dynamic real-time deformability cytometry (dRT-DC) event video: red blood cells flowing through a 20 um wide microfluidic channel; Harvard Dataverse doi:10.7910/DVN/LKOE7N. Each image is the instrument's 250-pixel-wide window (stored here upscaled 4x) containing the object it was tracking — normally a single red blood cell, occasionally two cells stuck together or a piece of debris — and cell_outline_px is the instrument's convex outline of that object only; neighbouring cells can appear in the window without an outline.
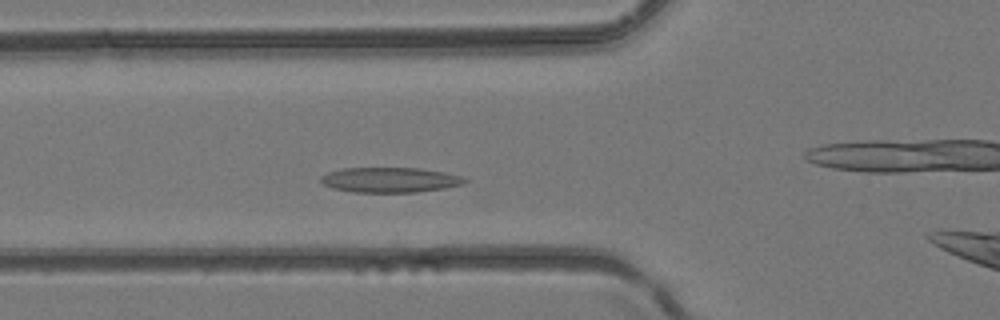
{"species": "common noctule bat (a hibernating species)", "species_latin": "Nyctalus noctula", "temperature_condition": "room temperature", "stored_images_in_passage": 38, "camera_frame_rate_fps": 3000, "um_per_image_px": 0.085, "animal": {"sex": "female", "body_mass_g": 24.6, "forearm_length_mm": 56.2}, "frame": {"image": 1, "passage_image": 10, "time_ms": 3.0, "image_size_px": [1000, 320], "cell_outline_px": [[468, 180], [460, 184], [444, 188], [416, 192], [352, 192], [332, 188], [324, 184], [320, 180], [320, 176], [328, 172], [340, 168], [420, 168], [460, 176]], "centroid_in_image_um": [33.06, 15.29], "position_along_channel_um": 92.7, "area_um2": 20.81}}
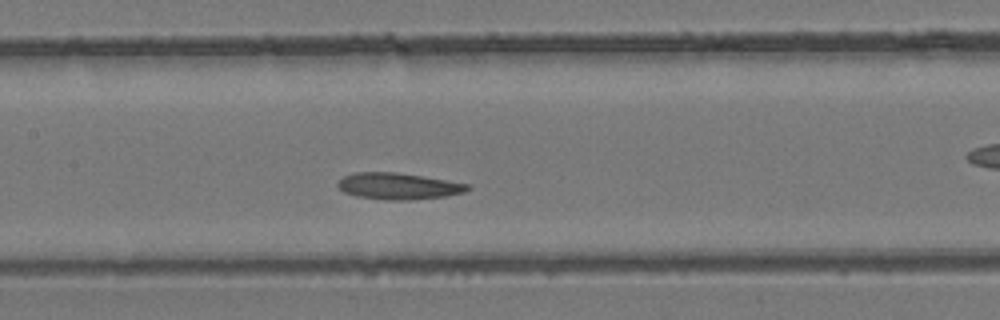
{"frame": {"image": 2, "passage_image": 15, "time_ms": 4.667, "image_size_px": [1000, 320], "cell_outline_px": [[472, 188], [464, 192], [444, 196], [408, 200], [388, 200], [356, 196], [344, 192], [336, 184], [344, 176], [356, 172], [396, 172], [472, 184]], "centroid_in_image_um": [33.89, 15.82], "position_along_channel_um": 173.5, "area_um2": 19.94}}
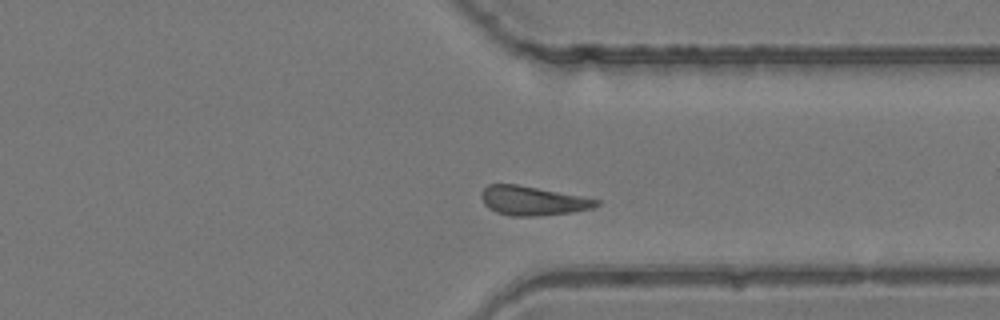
{"frame": {"image": 3, "passage_image": 27, "time_ms": 8.667, "image_size_px": [1000, 320], "cell_outline_px": [[600, 204], [592, 208], [572, 212], [536, 216], [512, 216], [496, 212], [488, 208], [484, 204], [480, 196], [480, 192], [488, 184], [516, 184], [580, 196], [600, 200]], "centroid_in_image_um": [45.23, 17.06], "position_along_channel_um": 366.2, "area_um2": 19.42}}